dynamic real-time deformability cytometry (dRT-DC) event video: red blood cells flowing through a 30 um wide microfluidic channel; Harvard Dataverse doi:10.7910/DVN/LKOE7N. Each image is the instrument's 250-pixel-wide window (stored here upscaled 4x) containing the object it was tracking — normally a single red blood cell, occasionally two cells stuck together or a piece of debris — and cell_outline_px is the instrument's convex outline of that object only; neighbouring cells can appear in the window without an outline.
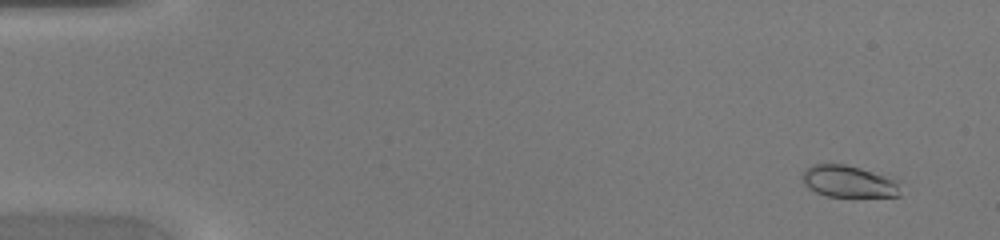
{"species": "common noctule bat (a hibernating species)", "species_latin": "Nyctalus noctula", "temperature_condition": "warm", "stored_images_in_passage": 46, "camera_frame_rate_fps": 3000, "um_per_image_px": 0.085, "animal": {"sex": "female", "body_mass_g": 20.0, "forearm_length_mm": 54.0}, "frame": {"image": 1, "passage_image": 4, "time_ms": 1.0, "image_size_px": [1000, 240], "cell_outline_px": [[900, 196], [824, 196], [808, 188], [804, 184], [800, 176], [804, 168], [812, 164], [844, 164], [860, 168], [884, 176], [892, 180], [896, 184], [900, 192]], "centroid_in_image_um": [72.0, 15.42], "position_along_channel_um": 13.0, "area_um2": 17.92}}
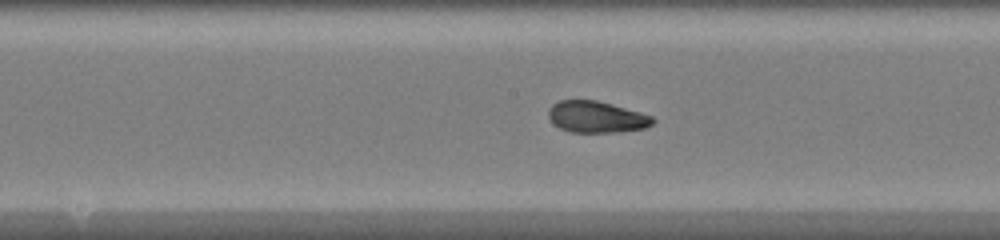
{"frame": {"image": 2, "passage_image": 25, "time_ms": 8.0, "image_size_px": [1000, 240], "cell_outline_px": [[656, 120], [652, 124], [644, 128], [616, 132], [572, 132], [560, 128], [548, 116], [548, 108], [552, 104], [560, 100], [596, 100], [612, 104], [640, 112], [652, 116]], "centroid_in_image_um": [50.7, 9.93], "position_along_channel_um": 197.5, "area_um2": 19.02}}
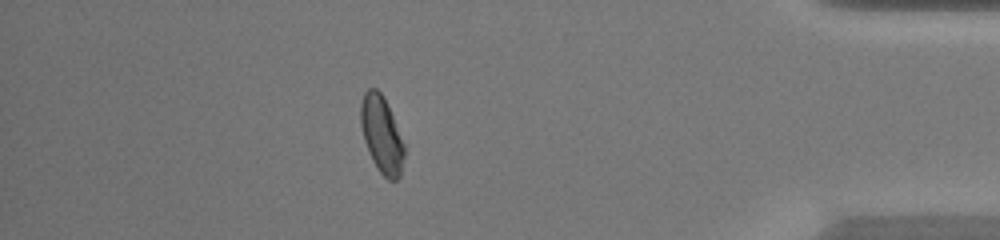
{"frame": {"image": 3, "passage_image": 41, "time_ms": 13.333, "image_size_px": [1000, 240], "cell_outline_px": [[404, 156], [400, 176], [396, 180], [388, 180], [376, 168], [368, 152], [364, 140], [360, 124], [360, 104], [364, 92], [368, 88], [376, 88], [384, 96], [404, 144]], "centroid_in_image_um": [32.42, 11.43], "position_along_channel_um": 402.8, "area_um2": 19.54}}